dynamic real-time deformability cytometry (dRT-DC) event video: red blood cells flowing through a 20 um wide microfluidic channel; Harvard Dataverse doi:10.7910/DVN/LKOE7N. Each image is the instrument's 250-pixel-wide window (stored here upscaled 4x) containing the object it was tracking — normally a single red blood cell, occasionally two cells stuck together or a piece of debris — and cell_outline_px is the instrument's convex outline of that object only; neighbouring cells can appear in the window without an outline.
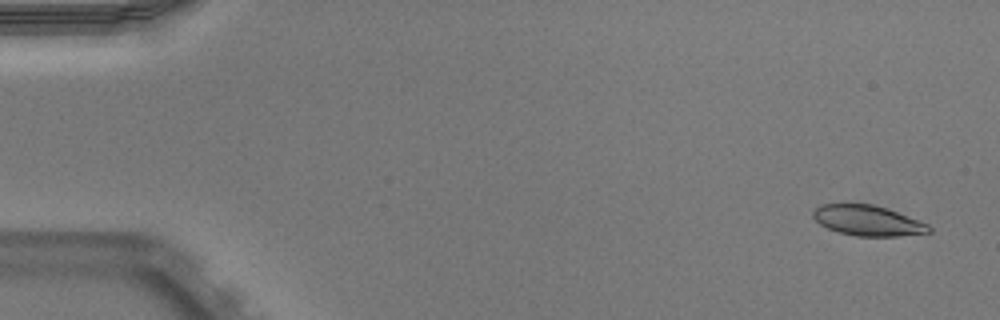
{"species": "Egyptian fruit bat (a non-hibernating species)", "species_latin": "Rousettus aegyptiacus", "temperature_condition": "warm", "stored_images_in_passage": 52, "camera_frame_rate_fps": 3000, "um_per_image_px": 0.085, "animal": {"sex": "male"}, "frame": {"image": 1, "passage_image": 3, "time_ms": 0.667, "image_size_px": [1000, 320], "cell_outline_px": [[932, 232], [896, 236], [856, 236], [840, 232], [828, 228], [820, 224], [812, 216], [812, 212], [816, 208], [824, 204], [872, 204], [888, 208], [928, 224], [932, 228]], "centroid_in_image_um": [73.78, 18.75], "position_along_channel_um": 11.2, "area_um2": 20.35}}
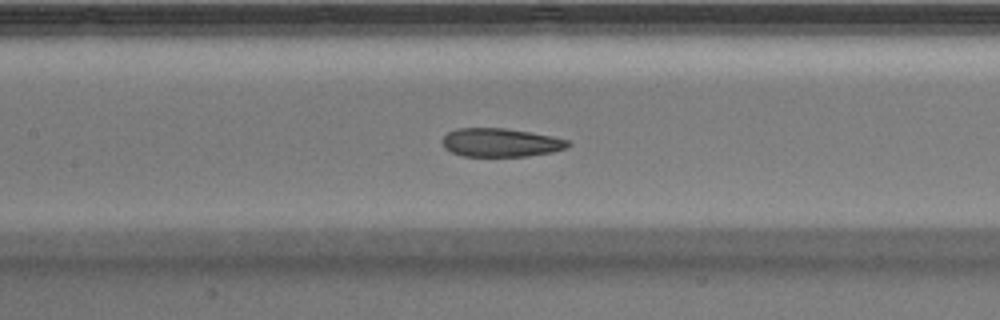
{"frame": {"image": 2, "passage_image": 25, "time_ms": 8.0, "image_size_px": [1000, 320], "cell_outline_px": [[572, 144], [568, 148], [552, 152], [528, 156], [460, 156], [444, 148], [440, 140], [448, 132], [456, 128], [504, 128], [552, 136], [568, 140]], "centroid_in_image_um": [42.54, 12.12], "position_along_channel_um": 164.9, "area_um2": 21.04}}
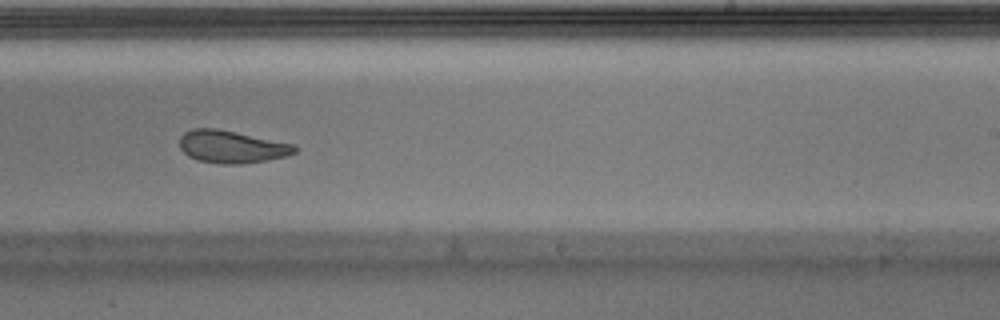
{"frame": {"image": 3, "passage_image": 33, "time_ms": 10.667, "image_size_px": [1000, 320], "cell_outline_px": [[296, 152], [284, 156], [264, 160], [240, 164], [220, 164], [196, 160], [188, 156], [180, 148], [180, 136], [184, 132], [192, 128], [216, 128], [292, 144], [296, 148]], "centroid_in_image_um": [19.61, 12.47], "position_along_channel_um": 269.4, "area_um2": 21.5}, "authors_computed_cell_mechanics": {"area_um2": 21.9062, "velocity_mm_per_s": 3.926, "shape_relaxation_time_tau1_ms": 7.4696, "shape_relaxation_time_tau2_ms": 2.2633, "deformation_change_tau1": 0.1786, "deformation_change_tau2": 0.0748}}